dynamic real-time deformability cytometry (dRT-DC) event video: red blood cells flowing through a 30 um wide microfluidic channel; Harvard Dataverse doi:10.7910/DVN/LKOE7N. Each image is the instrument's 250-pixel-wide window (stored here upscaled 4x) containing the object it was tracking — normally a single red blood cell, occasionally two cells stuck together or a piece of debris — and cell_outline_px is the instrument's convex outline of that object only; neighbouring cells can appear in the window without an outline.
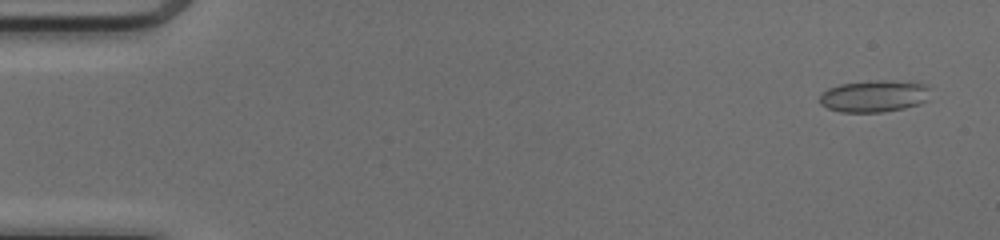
{"species": "common noctule bat (a hibernating species)", "species_latin": "Nyctalus noctula", "temperature_condition": "cold", "stored_images_in_passage": 51, "camera_frame_rate_fps": 3000, "um_per_image_px": 0.085, "animal": {"sex": "female", "body_mass_g": 17.0, "forearm_length_mm": 48.0}, "frame": {"image": 1, "passage_image": 3, "time_ms": 0.667, "image_size_px": [1000, 240], "cell_outline_px": [[932, 88], [928, 100], [920, 104], [904, 108], [880, 112], [840, 112], [828, 108], [820, 104], [820, 96], [828, 88], [840, 84], [876, 80], [892, 80], [924, 84]], "centroid_in_image_um": [74.35, 8.17], "position_along_channel_um": 10.7, "area_um2": 20.69}}
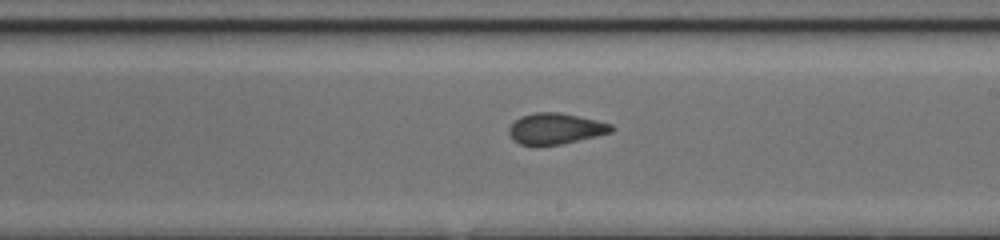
{"frame": {"image": 2, "passage_image": 30, "time_ms": 9.667, "image_size_px": [1000, 240], "cell_outline_px": [[616, 128], [612, 132], [596, 136], [560, 144], [520, 144], [512, 140], [508, 132], [508, 128], [520, 116], [532, 112], [560, 112], [596, 120], [612, 124]], "centroid_in_image_um": [47.22, 10.91], "position_along_channel_um": 241.8, "area_um2": 18.38}}
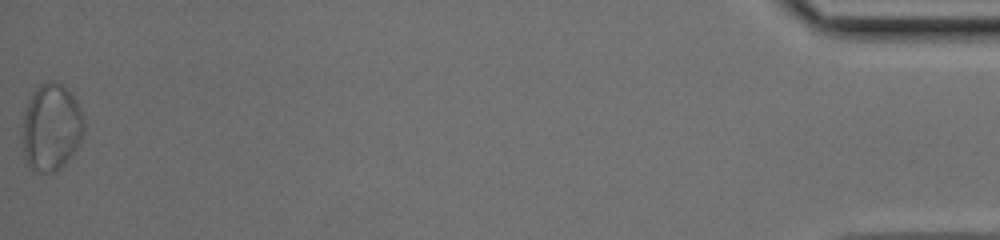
{"frame": {"image": 3, "passage_image": 51, "time_ms": 16.667, "image_size_px": [1000, 240], "cell_outline_px": [[84, 132], [76, 148], [60, 168], [52, 172], [32, 172], [28, 168], [24, 156], [24, 112], [36, 88], [40, 84], [48, 80], [56, 80], [76, 100], [80, 108], [84, 120]], "centroid_in_image_um": [4.36, 10.84], "position_along_channel_um": 430.8, "area_um2": 30.81}, "authors_computed_cell_mechanics": {"area_um2": 19.3052, "velocity_mm_per_s": 4.1448, "shape_relaxation_time_tau1_ms": 6.1458, "shape_relaxation_time_tau2_ms": 1.1662, "deformation_change_tau1": 0.1282, "deformation_change_tau2": 0.0709}}